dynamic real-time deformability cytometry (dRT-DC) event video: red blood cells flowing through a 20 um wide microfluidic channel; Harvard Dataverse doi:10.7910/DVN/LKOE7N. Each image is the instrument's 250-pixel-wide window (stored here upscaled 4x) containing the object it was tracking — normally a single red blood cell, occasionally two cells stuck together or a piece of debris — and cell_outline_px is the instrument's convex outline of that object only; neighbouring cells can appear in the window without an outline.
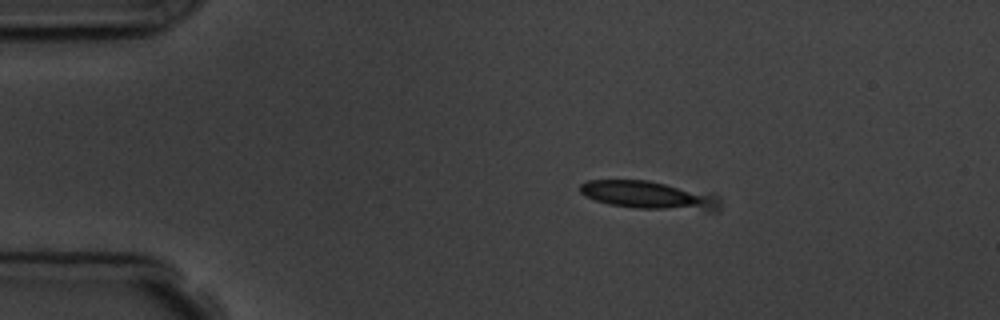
{"species": "common noctule bat (a hibernating species)", "species_latin": "Nyctalus noctula", "temperature_condition": "room temperature", "stored_images_in_passage": 4, "camera_frame_rate_fps": 3000, "um_per_image_px": 0.085, "animal": {"sex": "male", "body_mass_g": 19.5, "forearm_length_mm": 54.6}, "frame": {"image": 1, "passage_image": 2, "time_ms": 1.0, "image_size_px": [1000, 320], "cell_outline_px": [[720, 212], [708, 212], [636, 208], [608, 204], [596, 200], [580, 192], [580, 184], [588, 180], [648, 180], [720, 196]], "centroid_in_image_um": [55.25, 16.63], "position_along_channel_um": 29.8, "area_um2": 23.12}}